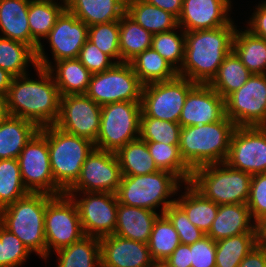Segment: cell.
Masks as SVG:
<instances>
[{
	"label": "cell",
	"instance_id": "obj_1",
	"mask_svg": "<svg viewBox=\"0 0 266 267\" xmlns=\"http://www.w3.org/2000/svg\"><path fill=\"white\" fill-rule=\"evenodd\" d=\"M39 79L29 74L13 77L5 101L8 114L30 120L39 128L55 125L60 113V92L51 72L37 66Z\"/></svg>",
	"mask_w": 266,
	"mask_h": 267
},
{
	"label": "cell",
	"instance_id": "obj_2",
	"mask_svg": "<svg viewBox=\"0 0 266 267\" xmlns=\"http://www.w3.org/2000/svg\"><path fill=\"white\" fill-rule=\"evenodd\" d=\"M237 26L185 32V52L179 76L199 84H208L225 57L233 50Z\"/></svg>",
	"mask_w": 266,
	"mask_h": 267
},
{
	"label": "cell",
	"instance_id": "obj_3",
	"mask_svg": "<svg viewBox=\"0 0 266 267\" xmlns=\"http://www.w3.org/2000/svg\"><path fill=\"white\" fill-rule=\"evenodd\" d=\"M236 127L227 116L210 124L181 127L179 148L184 162L192 170L225 162Z\"/></svg>",
	"mask_w": 266,
	"mask_h": 267
},
{
	"label": "cell",
	"instance_id": "obj_4",
	"mask_svg": "<svg viewBox=\"0 0 266 267\" xmlns=\"http://www.w3.org/2000/svg\"><path fill=\"white\" fill-rule=\"evenodd\" d=\"M52 197L29 193L0 210V223L30 250L46 260L45 210Z\"/></svg>",
	"mask_w": 266,
	"mask_h": 267
},
{
	"label": "cell",
	"instance_id": "obj_5",
	"mask_svg": "<svg viewBox=\"0 0 266 267\" xmlns=\"http://www.w3.org/2000/svg\"><path fill=\"white\" fill-rule=\"evenodd\" d=\"M251 178V174L223 162L193 169L189 183L217 205L247 204Z\"/></svg>",
	"mask_w": 266,
	"mask_h": 267
},
{
	"label": "cell",
	"instance_id": "obj_6",
	"mask_svg": "<svg viewBox=\"0 0 266 267\" xmlns=\"http://www.w3.org/2000/svg\"><path fill=\"white\" fill-rule=\"evenodd\" d=\"M182 183L174 174L159 170L150 174L122 176L116 192L118 202L127 206L146 208L156 212L162 205L161 214L175 203V195Z\"/></svg>",
	"mask_w": 266,
	"mask_h": 267
},
{
	"label": "cell",
	"instance_id": "obj_7",
	"mask_svg": "<svg viewBox=\"0 0 266 267\" xmlns=\"http://www.w3.org/2000/svg\"><path fill=\"white\" fill-rule=\"evenodd\" d=\"M47 141L54 181L65 193L77 181L82 165L95 144L66 133L55 125L47 126Z\"/></svg>",
	"mask_w": 266,
	"mask_h": 267
},
{
	"label": "cell",
	"instance_id": "obj_8",
	"mask_svg": "<svg viewBox=\"0 0 266 267\" xmlns=\"http://www.w3.org/2000/svg\"><path fill=\"white\" fill-rule=\"evenodd\" d=\"M140 102H115L101 106L95 148L116 153L140 136Z\"/></svg>",
	"mask_w": 266,
	"mask_h": 267
},
{
	"label": "cell",
	"instance_id": "obj_9",
	"mask_svg": "<svg viewBox=\"0 0 266 267\" xmlns=\"http://www.w3.org/2000/svg\"><path fill=\"white\" fill-rule=\"evenodd\" d=\"M17 159L23 184L29 192L47 193L52 196L64 194L53 178L47 126L40 128L25 145Z\"/></svg>",
	"mask_w": 266,
	"mask_h": 267
},
{
	"label": "cell",
	"instance_id": "obj_10",
	"mask_svg": "<svg viewBox=\"0 0 266 267\" xmlns=\"http://www.w3.org/2000/svg\"><path fill=\"white\" fill-rule=\"evenodd\" d=\"M46 260L51 249L57 251L81 240L82 229L77 206L66 193L52 196L45 210Z\"/></svg>",
	"mask_w": 266,
	"mask_h": 267
},
{
	"label": "cell",
	"instance_id": "obj_11",
	"mask_svg": "<svg viewBox=\"0 0 266 267\" xmlns=\"http://www.w3.org/2000/svg\"><path fill=\"white\" fill-rule=\"evenodd\" d=\"M143 85L130 63L92 74L86 95L100 106L115 102H141Z\"/></svg>",
	"mask_w": 266,
	"mask_h": 267
},
{
	"label": "cell",
	"instance_id": "obj_12",
	"mask_svg": "<svg viewBox=\"0 0 266 267\" xmlns=\"http://www.w3.org/2000/svg\"><path fill=\"white\" fill-rule=\"evenodd\" d=\"M197 83L177 75L175 78L144 85L141 96V117L178 123L189 91Z\"/></svg>",
	"mask_w": 266,
	"mask_h": 267
},
{
	"label": "cell",
	"instance_id": "obj_13",
	"mask_svg": "<svg viewBox=\"0 0 266 267\" xmlns=\"http://www.w3.org/2000/svg\"><path fill=\"white\" fill-rule=\"evenodd\" d=\"M225 113L236 126H266V74H252L227 96Z\"/></svg>",
	"mask_w": 266,
	"mask_h": 267
},
{
	"label": "cell",
	"instance_id": "obj_14",
	"mask_svg": "<svg viewBox=\"0 0 266 267\" xmlns=\"http://www.w3.org/2000/svg\"><path fill=\"white\" fill-rule=\"evenodd\" d=\"M121 177L116 153L94 148L83 163L77 181L65 193L81 195L80 192H106L116 194Z\"/></svg>",
	"mask_w": 266,
	"mask_h": 267
},
{
	"label": "cell",
	"instance_id": "obj_15",
	"mask_svg": "<svg viewBox=\"0 0 266 267\" xmlns=\"http://www.w3.org/2000/svg\"><path fill=\"white\" fill-rule=\"evenodd\" d=\"M67 194L75 202L85 236L102 238L114 234L117 224L118 199L114 193L81 192Z\"/></svg>",
	"mask_w": 266,
	"mask_h": 267
},
{
	"label": "cell",
	"instance_id": "obj_16",
	"mask_svg": "<svg viewBox=\"0 0 266 267\" xmlns=\"http://www.w3.org/2000/svg\"><path fill=\"white\" fill-rule=\"evenodd\" d=\"M225 163L251 175L265 173L266 126H237Z\"/></svg>",
	"mask_w": 266,
	"mask_h": 267
},
{
	"label": "cell",
	"instance_id": "obj_17",
	"mask_svg": "<svg viewBox=\"0 0 266 267\" xmlns=\"http://www.w3.org/2000/svg\"><path fill=\"white\" fill-rule=\"evenodd\" d=\"M101 120V106L86 94L61 96L60 113L55 126L62 131L96 142Z\"/></svg>",
	"mask_w": 266,
	"mask_h": 267
},
{
	"label": "cell",
	"instance_id": "obj_18",
	"mask_svg": "<svg viewBox=\"0 0 266 267\" xmlns=\"http://www.w3.org/2000/svg\"><path fill=\"white\" fill-rule=\"evenodd\" d=\"M225 116V99L208 84L197 83L186 97L178 123L181 127L210 124Z\"/></svg>",
	"mask_w": 266,
	"mask_h": 267
},
{
	"label": "cell",
	"instance_id": "obj_19",
	"mask_svg": "<svg viewBox=\"0 0 266 267\" xmlns=\"http://www.w3.org/2000/svg\"><path fill=\"white\" fill-rule=\"evenodd\" d=\"M89 27L65 9L45 38L50 44L54 61L78 58L88 40Z\"/></svg>",
	"mask_w": 266,
	"mask_h": 267
},
{
	"label": "cell",
	"instance_id": "obj_20",
	"mask_svg": "<svg viewBox=\"0 0 266 267\" xmlns=\"http://www.w3.org/2000/svg\"><path fill=\"white\" fill-rule=\"evenodd\" d=\"M231 0H183L178 26L185 32L215 29L230 24Z\"/></svg>",
	"mask_w": 266,
	"mask_h": 267
},
{
	"label": "cell",
	"instance_id": "obj_21",
	"mask_svg": "<svg viewBox=\"0 0 266 267\" xmlns=\"http://www.w3.org/2000/svg\"><path fill=\"white\" fill-rule=\"evenodd\" d=\"M101 267H154L146 243L123 238L116 234L100 238Z\"/></svg>",
	"mask_w": 266,
	"mask_h": 267
},
{
	"label": "cell",
	"instance_id": "obj_22",
	"mask_svg": "<svg viewBox=\"0 0 266 267\" xmlns=\"http://www.w3.org/2000/svg\"><path fill=\"white\" fill-rule=\"evenodd\" d=\"M57 3L54 0H30L28 9V23L31 37L39 44L36 51V61L39 67L48 69L52 66L45 55L44 45L41 39L48 36L57 21V18L66 9V1L60 0ZM63 1V2H62Z\"/></svg>",
	"mask_w": 266,
	"mask_h": 267
},
{
	"label": "cell",
	"instance_id": "obj_23",
	"mask_svg": "<svg viewBox=\"0 0 266 267\" xmlns=\"http://www.w3.org/2000/svg\"><path fill=\"white\" fill-rule=\"evenodd\" d=\"M251 219L247 204L219 205L216 218L206 235L218 241L243 233H259L258 225L251 223Z\"/></svg>",
	"mask_w": 266,
	"mask_h": 267
},
{
	"label": "cell",
	"instance_id": "obj_24",
	"mask_svg": "<svg viewBox=\"0 0 266 267\" xmlns=\"http://www.w3.org/2000/svg\"><path fill=\"white\" fill-rule=\"evenodd\" d=\"M30 0H0L1 37L29 45L35 52L39 44L31 37L28 23Z\"/></svg>",
	"mask_w": 266,
	"mask_h": 267
},
{
	"label": "cell",
	"instance_id": "obj_25",
	"mask_svg": "<svg viewBox=\"0 0 266 267\" xmlns=\"http://www.w3.org/2000/svg\"><path fill=\"white\" fill-rule=\"evenodd\" d=\"M158 213L118 203L114 234L141 243H148Z\"/></svg>",
	"mask_w": 266,
	"mask_h": 267
},
{
	"label": "cell",
	"instance_id": "obj_26",
	"mask_svg": "<svg viewBox=\"0 0 266 267\" xmlns=\"http://www.w3.org/2000/svg\"><path fill=\"white\" fill-rule=\"evenodd\" d=\"M66 9L88 27L119 21L126 12V0H65Z\"/></svg>",
	"mask_w": 266,
	"mask_h": 267
},
{
	"label": "cell",
	"instance_id": "obj_27",
	"mask_svg": "<svg viewBox=\"0 0 266 267\" xmlns=\"http://www.w3.org/2000/svg\"><path fill=\"white\" fill-rule=\"evenodd\" d=\"M39 130L30 120L8 115L0 125V160L17 159L25 145Z\"/></svg>",
	"mask_w": 266,
	"mask_h": 267
},
{
	"label": "cell",
	"instance_id": "obj_28",
	"mask_svg": "<svg viewBox=\"0 0 266 267\" xmlns=\"http://www.w3.org/2000/svg\"><path fill=\"white\" fill-rule=\"evenodd\" d=\"M125 13L152 34L179 28L177 17L143 0H126Z\"/></svg>",
	"mask_w": 266,
	"mask_h": 267
},
{
	"label": "cell",
	"instance_id": "obj_29",
	"mask_svg": "<svg viewBox=\"0 0 266 267\" xmlns=\"http://www.w3.org/2000/svg\"><path fill=\"white\" fill-rule=\"evenodd\" d=\"M184 185L185 194L175 198V203L186 213L193 225L207 234L216 218L219 205L205 198L189 182Z\"/></svg>",
	"mask_w": 266,
	"mask_h": 267
},
{
	"label": "cell",
	"instance_id": "obj_30",
	"mask_svg": "<svg viewBox=\"0 0 266 267\" xmlns=\"http://www.w3.org/2000/svg\"><path fill=\"white\" fill-rule=\"evenodd\" d=\"M55 65L48 70L53 75L61 96L86 93L92 73L78 58L60 60Z\"/></svg>",
	"mask_w": 266,
	"mask_h": 267
},
{
	"label": "cell",
	"instance_id": "obj_31",
	"mask_svg": "<svg viewBox=\"0 0 266 267\" xmlns=\"http://www.w3.org/2000/svg\"><path fill=\"white\" fill-rule=\"evenodd\" d=\"M233 51L252 74H266V39L236 29Z\"/></svg>",
	"mask_w": 266,
	"mask_h": 267
},
{
	"label": "cell",
	"instance_id": "obj_32",
	"mask_svg": "<svg viewBox=\"0 0 266 267\" xmlns=\"http://www.w3.org/2000/svg\"><path fill=\"white\" fill-rule=\"evenodd\" d=\"M141 84L168 81L178 75L177 70L152 47L129 62Z\"/></svg>",
	"mask_w": 266,
	"mask_h": 267
},
{
	"label": "cell",
	"instance_id": "obj_33",
	"mask_svg": "<svg viewBox=\"0 0 266 267\" xmlns=\"http://www.w3.org/2000/svg\"><path fill=\"white\" fill-rule=\"evenodd\" d=\"M122 176H137L159 171L147 143L140 137L116 152Z\"/></svg>",
	"mask_w": 266,
	"mask_h": 267
},
{
	"label": "cell",
	"instance_id": "obj_34",
	"mask_svg": "<svg viewBox=\"0 0 266 267\" xmlns=\"http://www.w3.org/2000/svg\"><path fill=\"white\" fill-rule=\"evenodd\" d=\"M252 73L232 50L223 60L213 79L208 83L223 99L238 90Z\"/></svg>",
	"mask_w": 266,
	"mask_h": 267
},
{
	"label": "cell",
	"instance_id": "obj_35",
	"mask_svg": "<svg viewBox=\"0 0 266 267\" xmlns=\"http://www.w3.org/2000/svg\"><path fill=\"white\" fill-rule=\"evenodd\" d=\"M55 253L58 256L57 267H101L100 239L96 237L84 236Z\"/></svg>",
	"mask_w": 266,
	"mask_h": 267
},
{
	"label": "cell",
	"instance_id": "obj_36",
	"mask_svg": "<svg viewBox=\"0 0 266 267\" xmlns=\"http://www.w3.org/2000/svg\"><path fill=\"white\" fill-rule=\"evenodd\" d=\"M153 34L131 19L126 13L119 20L121 63H129L138 54L151 48Z\"/></svg>",
	"mask_w": 266,
	"mask_h": 267
},
{
	"label": "cell",
	"instance_id": "obj_37",
	"mask_svg": "<svg viewBox=\"0 0 266 267\" xmlns=\"http://www.w3.org/2000/svg\"><path fill=\"white\" fill-rule=\"evenodd\" d=\"M30 63L34 68L38 66L36 52L29 45L0 36L1 69L18 77L27 74L26 67Z\"/></svg>",
	"mask_w": 266,
	"mask_h": 267
},
{
	"label": "cell",
	"instance_id": "obj_38",
	"mask_svg": "<svg viewBox=\"0 0 266 267\" xmlns=\"http://www.w3.org/2000/svg\"><path fill=\"white\" fill-rule=\"evenodd\" d=\"M259 243V233H243L216 241V267H238Z\"/></svg>",
	"mask_w": 266,
	"mask_h": 267
},
{
	"label": "cell",
	"instance_id": "obj_39",
	"mask_svg": "<svg viewBox=\"0 0 266 267\" xmlns=\"http://www.w3.org/2000/svg\"><path fill=\"white\" fill-rule=\"evenodd\" d=\"M147 245L156 263L164 262L180 245L179 235L165 214L155 220Z\"/></svg>",
	"mask_w": 266,
	"mask_h": 267
},
{
	"label": "cell",
	"instance_id": "obj_40",
	"mask_svg": "<svg viewBox=\"0 0 266 267\" xmlns=\"http://www.w3.org/2000/svg\"><path fill=\"white\" fill-rule=\"evenodd\" d=\"M159 170L174 174L182 183L190 182L192 169L184 162L179 145L146 142Z\"/></svg>",
	"mask_w": 266,
	"mask_h": 267
},
{
	"label": "cell",
	"instance_id": "obj_41",
	"mask_svg": "<svg viewBox=\"0 0 266 267\" xmlns=\"http://www.w3.org/2000/svg\"><path fill=\"white\" fill-rule=\"evenodd\" d=\"M29 193L21 178L18 159H1L0 210Z\"/></svg>",
	"mask_w": 266,
	"mask_h": 267
},
{
	"label": "cell",
	"instance_id": "obj_42",
	"mask_svg": "<svg viewBox=\"0 0 266 267\" xmlns=\"http://www.w3.org/2000/svg\"><path fill=\"white\" fill-rule=\"evenodd\" d=\"M181 125L167 120L140 117V138L145 142L179 145Z\"/></svg>",
	"mask_w": 266,
	"mask_h": 267
},
{
	"label": "cell",
	"instance_id": "obj_43",
	"mask_svg": "<svg viewBox=\"0 0 266 267\" xmlns=\"http://www.w3.org/2000/svg\"><path fill=\"white\" fill-rule=\"evenodd\" d=\"M174 30L153 34L151 47L178 71L184 60L185 31L180 29L178 35Z\"/></svg>",
	"mask_w": 266,
	"mask_h": 267
},
{
	"label": "cell",
	"instance_id": "obj_44",
	"mask_svg": "<svg viewBox=\"0 0 266 267\" xmlns=\"http://www.w3.org/2000/svg\"><path fill=\"white\" fill-rule=\"evenodd\" d=\"M88 40L95 44L103 53L109 55L113 60L116 59V63H121L119 21L90 26L88 30Z\"/></svg>",
	"mask_w": 266,
	"mask_h": 267
},
{
	"label": "cell",
	"instance_id": "obj_45",
	"mask_svg": "<svg viewBox=\"0 0 266 267\" xmlns=\"http://www.w3.org/2000/svg\"><path fill=\"white\" fill-rule=\"evenodd\" d=\"M30 253L21 240L0 223V267H20Z\"/></svg>",
	"mask_w": 266,
	"mask_h": 267
},
{
	"label": "cell",
	"instance_id": "obj_46",
	"mask_svg": "<svg viewBox=\"0 0 266 267\" xmlns=\"http://www.w3.org/2000/svg\"><path fill=\"white\" fill-rule=\"evenodd\" d=\"M164 214L177 231L181 244L190 245L206 236L204 232L191 223L186 213L176 203L169 205Z\"/></svg>",
	"mask_w": 266,
	"mask_h": 267
},
{
	"label": "cell",
	"instance_id": "obj_47",
	"mask_svg": "<svg viewBox=\"0 0 266 267\" xmlns=\"http://www.w3.org/2000/svg\"><path fill=\"white\" fill-rule=\"evenodd\" d=\"M247 207L256 225L266 219V172L252 175Z\"/></svg>",
	"mask_w": 266,
	"mask_h": 267
},
{
	"label": "cell",
	"instance_id": "obj_48",
	"mask_svg": "<svg viewBox=\"0 0 266 267\" xmlns=\"http://www.w3.org/2000/svg\"><path fill=\"white\" fill-rule=\"evenodd\" d=\"M78 59L92 73H101L112 68L116 61L87 40L80 50Z\"/></svg>",
	"mask_w": 266,
	"mask_h": 267
},
{
	"label": "cell",
	"instance_id": "obj_49",
	"mask_svg": "<svg viewBox=\"0 0 266 267\" xmlns=\"http://www.w3.org/2000/svg\"><path fill=\"white\" fill-rule=\"evenodd\" d=\"M191 267H216V241L207 235L190 244Z\"/></svg>",
	"mask_w": 266,
	"mask_h": 267
},
{
	"label": "cell",
	"instance_id": "obj_50",
	"mask_svg": "<svg viewBox=\"0 0 266 267\" xmlns=\"http://www.w3.org/2000/svg\"><path fill=\"white\" fill-rule=\"evenodd\" d=\"M255 7V12L249 18V28L247 27V30L258 37L266 39V7L261 3Z\"/></svg>",
	"mask_w": 266,
	"mask_h": 267
},
{
	"label": "cell",
	"instance_id": "obj_51",
	"mask_svg": "<svg viewBox=\"0 0 266 267\" xmlns=\"http://www.w3.org/2000/svg\"><path fill=\"white\" fill-rule=\"evenodd\" d=\"M164 262L170 267H191L190 245L180 243Z\"/></svg>",
	"mask_w": 266,
	"mask_h": 267
},
{
	"label": "cell",
	"instance_id": "obj_52",
	"mask_svg": "<svg viewBox=\"0 0 266 267\" xmlns=\"http://www.w3.org/2000/svg\"><path fill=\"white\" fill-rule=\"evenodd\" d=\"M238 267H266V246L258 243L245 256Z\"/></svg>",
	"mask_w": 266,
	"mask_h": 267
},
{
	"label": "cell",
	"instance_id": "obj_53",
	"mask_svg": "<svg viewBox=\"0 0 266 267\" xmlns=\"http://www.w3.org/2000/svg\"><path fill=\"white\" fill-rule=\"evenodd\" d=\"M158 8L170 12L175 17H179L182 11L183 0H143Z\"/></svg>",
	"mask_w": 266,
	"mask_h": 267
},
{
	"label": "cell",
	"instance_id": "obj_54",
	"mask_svg": "<svg viewBox=\"0 0 266 267\" xmlns=\"http://www.w3.org/2000/svg\"><path fill=\"white\" fill-rule=\"evenodd\" d=\"M13 76L0 68V96L5 97L11 86Z\"/></svg>",
	"mask_w": 266,
	"mask_h": 267
},
{
	"label": "cell",
	"instance_id": "obj_55",
	"mask_svg": "<svg viewBox=\"0 0 266 267\" xmlns=\"http://www.w3.org/2000/svg\"><path fill=\"white\" fill-rule=\"evenodd\" d=\"M259 243L266 246V219L258 225Z\"/></svg>",
	"mask_w": 266,
	"mask_h": 267
},
{
	"label": "cell",
	"instance_id": "obj_56",
	"mask_svg": "<svg viewBox=\"0 0 266 267\" xmlns=\"http://www.w3.org/2000/svg\"><path fill=\"white\" fill-rule=\"evenodd\" d=\"M8 110L5 101V97L0 96V125L8 117Z\"/></svg>",
	"mask_w": 266,
	"mask_h": 267
},
{
	"label": "cell",
	"instance_id": "obj_57",
	"mask_svg": "<svg viewBox=\"0 0 266 267\" xmlns=\"http://www.w3.org/2000/svg\"><path fill=\"white\" fill-rule=\"evenodd\" d=\"M154 267H170L165 262H157Z\"/></svg>",
	"mask_w": 266,
	"mask_h": 267
},
{
	"label": "cell",
	"instance_id": "obj_58",
	"mask_svg": "<svg viewBox=\"0 0 266 267\" xmlns=\"http://www.w3.org/2000/svg\"><path fill=\"white\" fill-rule=\"evenodd\" d=\"M262 5H263L264 7H266V1H263V2H262Z\"/></svg>",
	"mask_w": 266,
	"mask_h": 267
}]
</instances>
